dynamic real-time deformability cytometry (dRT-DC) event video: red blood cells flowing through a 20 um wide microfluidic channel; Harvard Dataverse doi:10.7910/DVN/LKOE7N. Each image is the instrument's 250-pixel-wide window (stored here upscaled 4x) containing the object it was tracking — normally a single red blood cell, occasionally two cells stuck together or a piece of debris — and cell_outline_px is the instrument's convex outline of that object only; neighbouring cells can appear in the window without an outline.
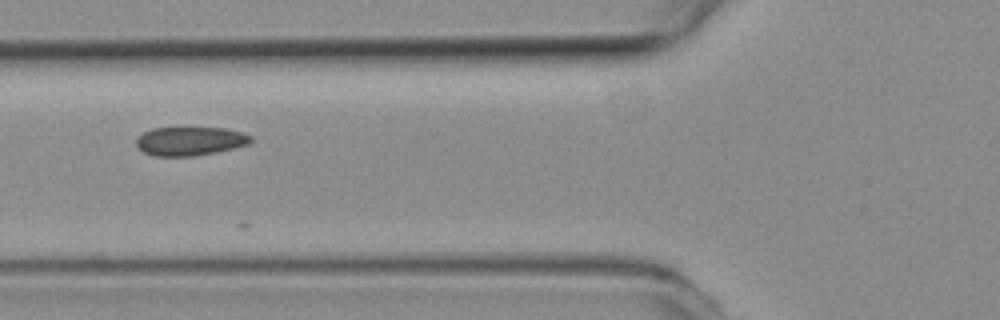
{"species": "common noctule bat (a hibernating species)", "species_latin": "Nyctalus noctula", "temperature_condition": "room temperature", "stored_images_in_passage": 7, "camera_frame_rate_fps": 3000, "um_per_image_px": 0.085, "animal": {"sex": "female", "body_mass_g": 19.3, "forearm_length_mm": 54.1}, "frame": {"image": 1, "passage_image": 4, "time_ms": 1.0, "image_size_px": [1000, 320], "cell_outline_px": [[252, 140], [248, 144], [216, 152], [192, 156], [152, 156], [144, 152], [136, 144], [136, 140], [144, 132], [152, 128], [224, 128], [244, 132], [252, 136]], "centroid_in_image_um": [16.17, 11.99], "position_along_channel_um": 109.6, "area_um2": 19.07}}